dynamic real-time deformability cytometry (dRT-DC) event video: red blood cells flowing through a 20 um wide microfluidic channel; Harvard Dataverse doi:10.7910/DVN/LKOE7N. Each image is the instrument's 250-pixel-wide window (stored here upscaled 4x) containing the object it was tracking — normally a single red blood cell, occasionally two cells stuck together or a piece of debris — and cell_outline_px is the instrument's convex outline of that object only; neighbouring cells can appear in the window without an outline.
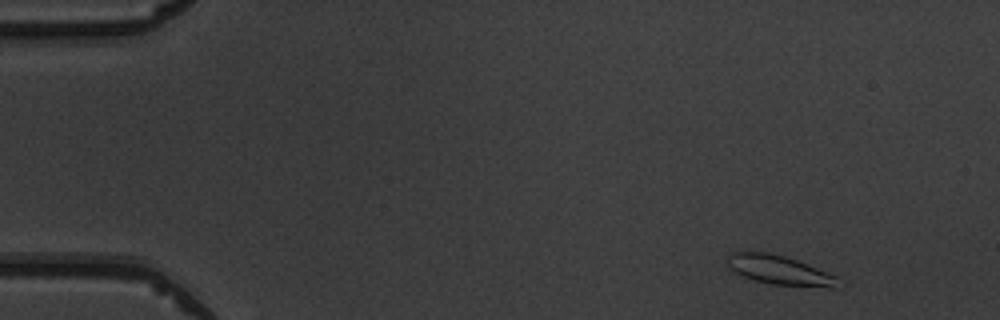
{"species": "common noctule bat (a hibernating species)", "species_latin": "Nyctalus noctula", "temperature_condition": "warm", "stored_images_in_passage": 47, "camera_frame_rate_fps": 3000, "um_per_image_px": 0.085, "animal": {"sex": "male", "body_mass_g": 19.5, "forearm_length_mm": 54.6}, "frame": {"image": 1, "passage_image": 1, "time_ms": 0.0, "image_size_px": [1000, 320], "cell_outline_px": [[844, 288], [832, 288], [772, 284], [756, 280], [744, 276], [728, 268], [728, 252], [768, 252], [784, 256], [796, 260], [836, 276]], "centroid_in_image_um": [66.3, 22.97], "position_along_channel_um": 18.7, "area_um2": 18.79}}
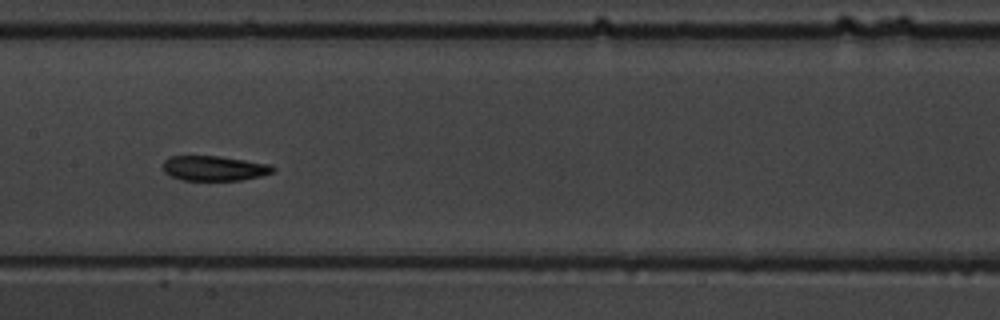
{"frame": {"image": 2, "passage_image": 22, "time_ms": 7.0, "image_size_px": [1000, 320], "cell_outline_px": [[276, 168], [272, 172], [260, 176], [240, 180], [184, 180], [172, 176], [164, 172], [164, 160], [168, 156], [220, 156], [272, 164]], "centroid_in_image_um": [18.23, 14.29], "position_along_channel_um": 189.2, "area_um2": 15.95}}
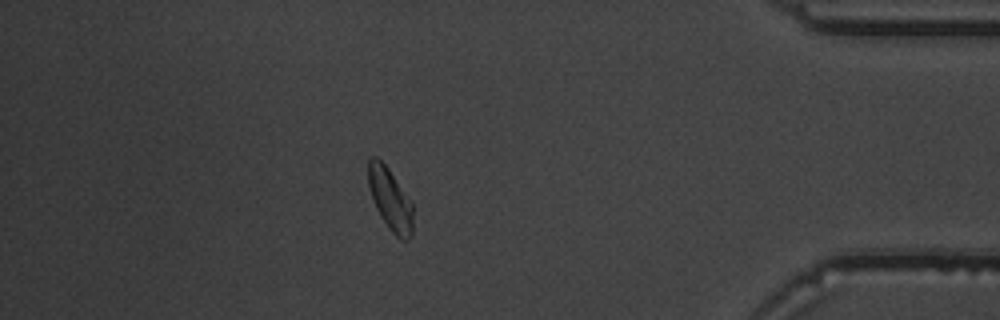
{"frame": {"image": 3, "passage_image": 41, "time_ms": 13.333, "image_size_px": [1000, 320], "cell_outline_px": [[412, 236], [408, 240], [400, 240], [388, 228], [380, 216], [372, 200], [368, 184], [368, 160], [372, 156], [376, 156], [388, 168], [412, 200]], "centroid_in_image_um": [33.17, 16.95], "position_along_channel_um": 402.0, "area_um2": 16.42}, "authors_computed_cell_mechanics": {"area_um2": 16.4152, "velocity_mm_per_s": 3.9525, "shape_relaxation_time_tau1_ms": 3.7582, "shape_relaxation_time_tau2_ms": 2.5182, "deformation_change_tau1": 0.1518, "deformation_change_tau2": 0.0794}}